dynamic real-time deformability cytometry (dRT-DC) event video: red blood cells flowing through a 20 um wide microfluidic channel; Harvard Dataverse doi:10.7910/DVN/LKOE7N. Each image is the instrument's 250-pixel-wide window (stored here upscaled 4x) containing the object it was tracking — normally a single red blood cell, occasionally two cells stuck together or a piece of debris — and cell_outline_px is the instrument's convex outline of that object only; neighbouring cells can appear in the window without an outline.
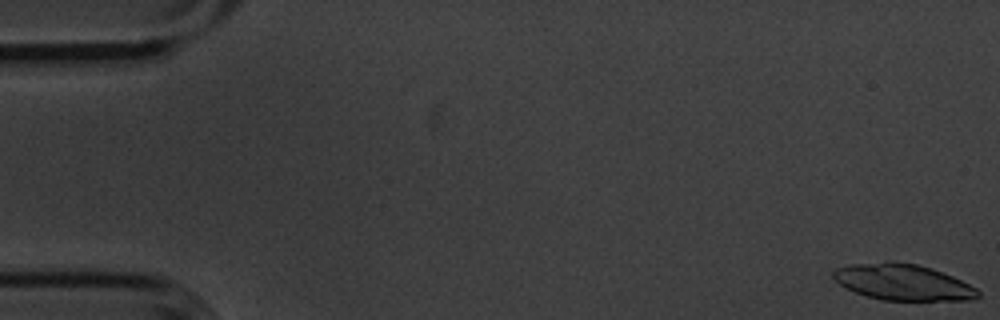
{"species": "common noctule bat (a hibernating species)", "species_latin": "Nyctalus noctula", "temperature_condition": "cold", "stored_images_in_passage": 55, "segment_of_instrument_passage": [1, 2], "camera_frame_rate_fps": 3000, "um_per_image_px": 0.085, "animal": {"sex": "male", "body_mass_g": 20.1, "forearm_length_mm": 53.5}, "frame": {"image": 1, "passage_image": 1, "time_ms": 0.0, "image_size_px": [1000, 320], "cell_outline_px": [[980, 296], [972, 300], [884, 300], [868, 296], [844, 288], [832, 276], [832, 272], [836, 268], [848, 264], [888, 260], [896, 260], [916, 264], [932, 268], [952, 276], [976, 288], [980, 292]], "centroid_in_image_um": [76.71, 23.96], "position_along_channel_um": 8.3, "area_um2": 30.69}}